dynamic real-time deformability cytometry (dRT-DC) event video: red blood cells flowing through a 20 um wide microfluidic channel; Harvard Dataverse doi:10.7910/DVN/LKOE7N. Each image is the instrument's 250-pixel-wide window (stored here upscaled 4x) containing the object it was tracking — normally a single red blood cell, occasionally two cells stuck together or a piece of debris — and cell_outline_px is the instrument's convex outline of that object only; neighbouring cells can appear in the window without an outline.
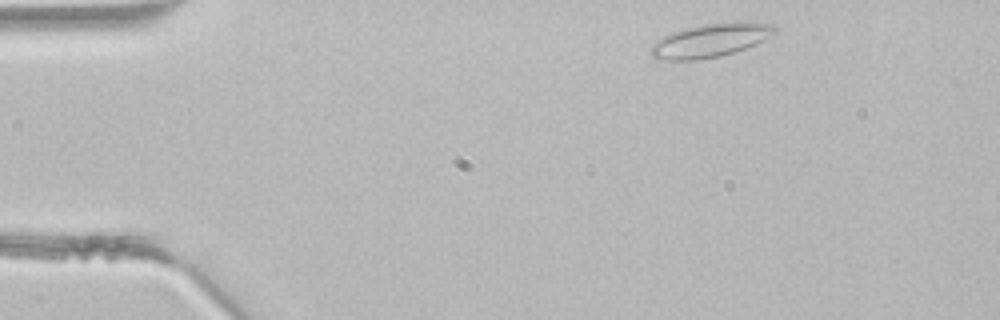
{"species": "common noctule bat (a hibernating species)", "species_latin": "Nyctalus noctula", "temperature_condition": "room temperature", "stored_images_in_passage": 2, "camera_frame_rate_fps": 3000, "um_per_image_px": 0.085, "animal": {"sex": "male", "body_mass_g": 21.5, "forearm_length_mm": 52.0}, "frame": {"image": 1, "passage_image": 1, "time_ms": 0.0, "image_size_px": [1000, 320], "cell_outline_px": [[776, 32], [772, 36], [756, 44], [720, 56], [696, 60], [656, 60], [648, 52], [652, 44], [656, 40], [672, 32], [684, 28], [704, 24], [736, 20], [768, 24], [776, 28]], "centroid_in_image_um": [60.34, 3.42], "position_along_channel_um": 24.7, "area_um2": 24.45}}